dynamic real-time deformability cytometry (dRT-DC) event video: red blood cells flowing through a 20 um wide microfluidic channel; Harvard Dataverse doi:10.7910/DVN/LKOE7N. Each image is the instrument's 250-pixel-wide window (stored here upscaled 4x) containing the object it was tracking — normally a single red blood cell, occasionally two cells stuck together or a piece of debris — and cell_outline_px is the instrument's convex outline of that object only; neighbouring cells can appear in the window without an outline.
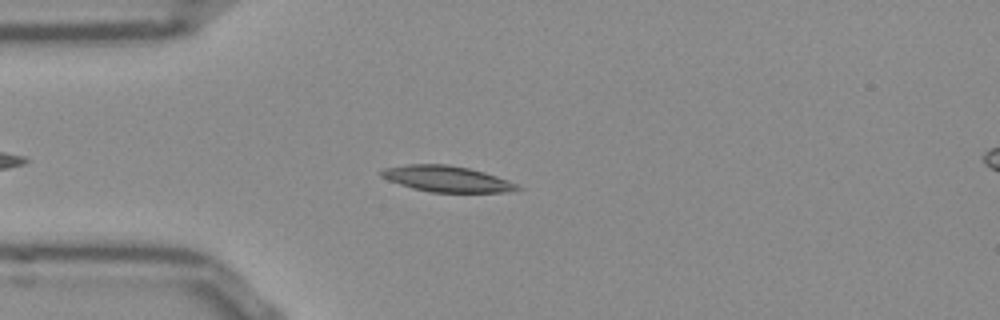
{"species": "Egyptian fruit bat (a non-hibernating species)", "species_latin": "Rousettus aegyptiacus", "temperature_condition": "room temperature", "stored_images_in_passage": 47, "camera_frame_rate_fps": 3000, "um_per_image_px": 0.085, "frame": {"image": 1, "passage_image": 8, "time_ms": 2.333, "image_size_px": [1000, 320], "cell_outline_px": [[524, 188], [504, 192], [432, 192], [412, 188], [388, 180], [380, 176], [380, 172], [384, 168], [408, 164], [444, 164], [468, 168], [484, 172], [508, 180]], "centroid_in_image_um": [37.96, 15.2], "position_along_channel_um": 47.0, "area_um2": 20.4}}
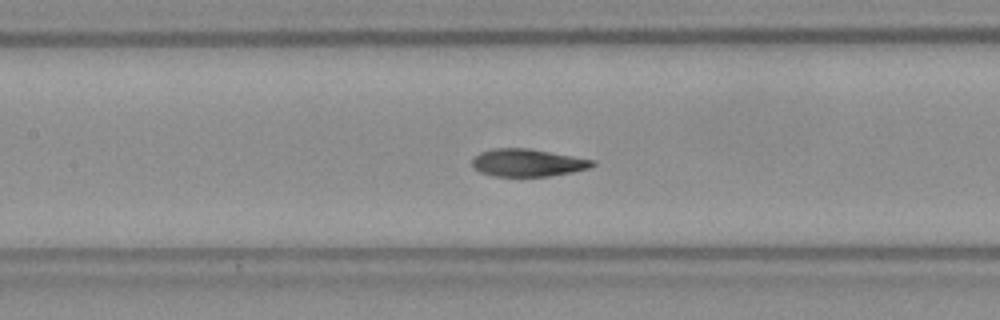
{"frame": {"image": 2, "passage_image": 18, "time_ms": 5.667, "image_size_px": [1000, 320], "cell_outline_px": [[596, 164], [592, 168], [572, 172], [548, 176], [496, 176], [480, 172], [472, 164], [472, 160], [480, 152], [492, 148], [528, 148], [596, 160]], "centroid_in_image_um": [44.9, 13.82], "position_along_channel_um": 162.5, "area_um2": 19.31}}
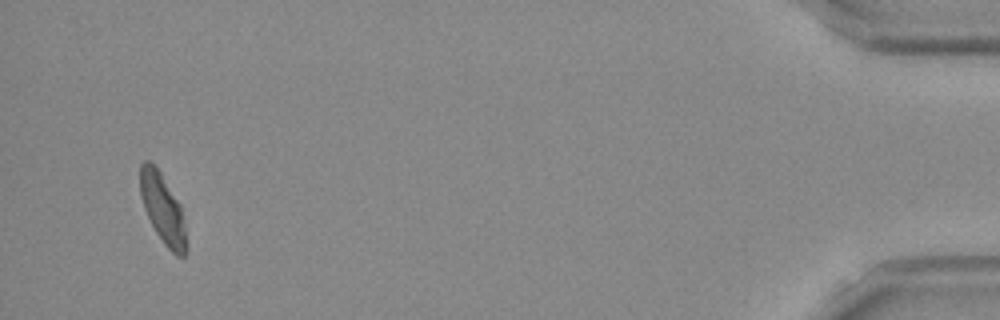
{"frame": {"image": 3, "passage_image": 45, "time_ms": 14.667, "image_size_px": [1000, 320], "cell_outline_px": [[184, 256], [176, 256], [164, 244], [156, 232], [144, 208], [140, 192], [140, 164], [144, 160], [148, 160], [160, 172], [180, 204], [184, 228]], "centroid_in_image_um": [13.78, 17.69], "position_along_channel_um": 421.4, "area_um2": 17.98}, "authors_computed_cell_mechanics": {"area_um2": 19.7098, "velocity_mm_per_s": 3.8181, "shape_relaxation_time_tau1_ms": 3.867, "shape_relaxation_time_tau2_ms": 1.864, "deformation_change_tau1": 0.1559, "deformation_change_tau2": 0.0902}}